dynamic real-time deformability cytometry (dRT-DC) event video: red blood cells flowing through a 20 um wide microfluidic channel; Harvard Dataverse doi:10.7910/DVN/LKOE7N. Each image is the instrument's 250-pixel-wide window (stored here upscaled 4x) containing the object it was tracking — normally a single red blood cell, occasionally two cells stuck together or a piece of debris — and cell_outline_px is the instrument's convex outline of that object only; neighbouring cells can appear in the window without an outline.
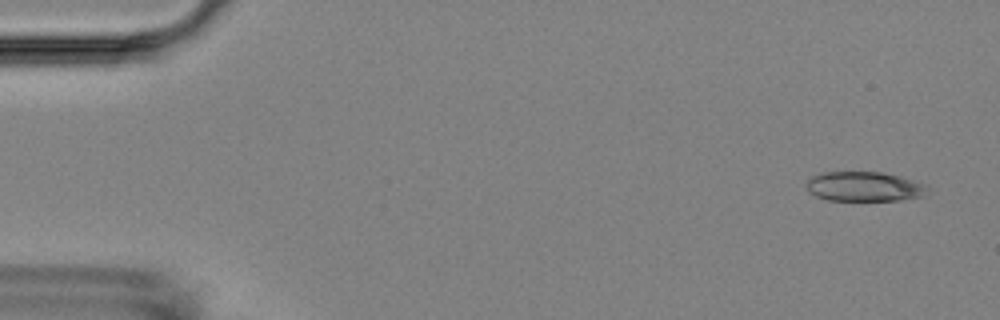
{"species": "Egyptian fruit bat (a non-hibernating species)", "species_latin": "Rousettus aegyptiacus", "temperature_condition": "room temperature", "stored_images_in_passage": 4, "camera_frame_rate_fps": 3000, "um_per_image_px": 0.085, "animal": {"sex": "female"}, "frame": {"image": 1, "passage_image": 1, "time_ms": 0.0, "image_size_px": [1000, 320], "cell_outline_px": [[928, 188], [924, 196], [900, 200], [828, 200], [816, 196], [808, 192], [804, 184], [812, 176], [820, 172], [884, 172], [900, 176], [928, 184]], "centroid_in_image_um": [73.46, 15.85], "position_along_channel_um": 11.5, "area_um2": 21.21}}